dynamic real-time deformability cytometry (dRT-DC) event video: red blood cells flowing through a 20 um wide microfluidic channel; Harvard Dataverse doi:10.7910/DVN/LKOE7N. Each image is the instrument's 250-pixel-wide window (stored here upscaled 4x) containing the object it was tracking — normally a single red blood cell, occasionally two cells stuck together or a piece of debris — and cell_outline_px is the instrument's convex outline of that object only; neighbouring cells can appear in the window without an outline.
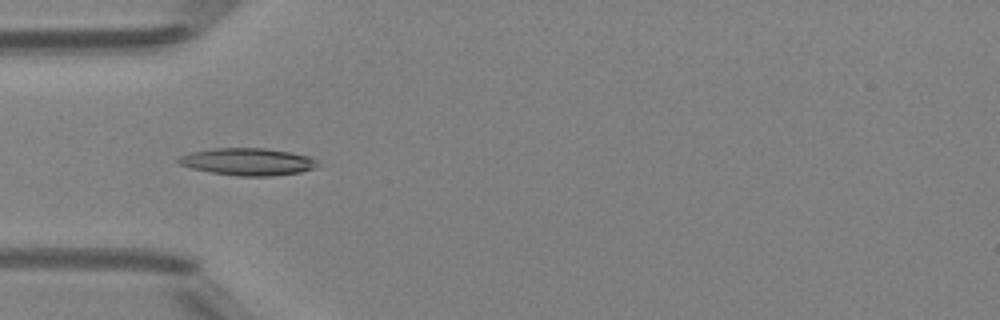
{"species": "Egyptian fruit bat (a non-hibernating species)", "species_latin": "Rousettus aegyptiacus", "temperature_condition": "room temperature", "stored_images_in_passage": 36, "camera_frame_rate_fps": 3000, "um_per_image_px": 0.085, "animal": {"sex": "female"}, "frame": {"image": 1, "passage_image": 3, "time_ms": 0.667, "image_size_px": [1000, 320], "cell_outline_px": [[320, 164], [316, 168], [300, 172], [272, 176], [240, 176], [212, 172], [192, 168], [180, 164], [176, 160], [180, 156], [192, 152], [212, 148], [268, 148], [292, 152], [308, 156], [316, 160]], "centroid_in_image_um": [21.11, 13.74], "position_along_channel_um": 63.9, "area_um2": 22.08}}
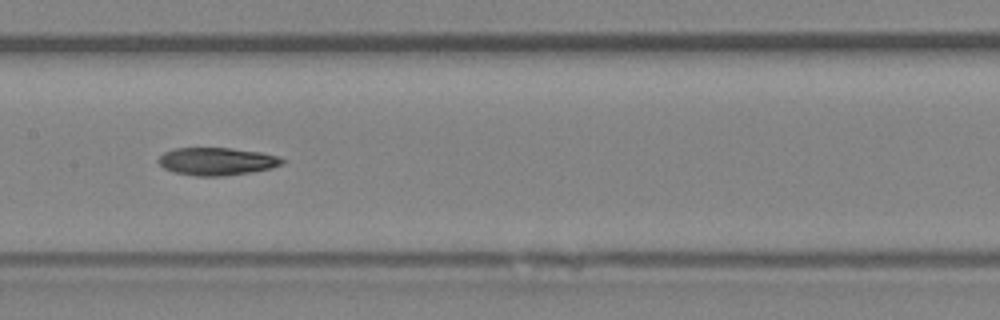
{"frame": {"image": 2, "passage_image": 12, "time_ms": 3.667, "image_size_px": [1000, 320], "cell_outline_px": [[288, 160], [284, 164], [272, 168], [252, 172], [220, 176], [196, 176], [176, 172], [164, 168], [156, 160], [164, 152], [176, 148], [232, 148], [260, 152], [276, 156]], "centroid_in_image_um": [18.46, 13.71], "position_along_channel_um": 188.9, "area_um2": 20.0}}
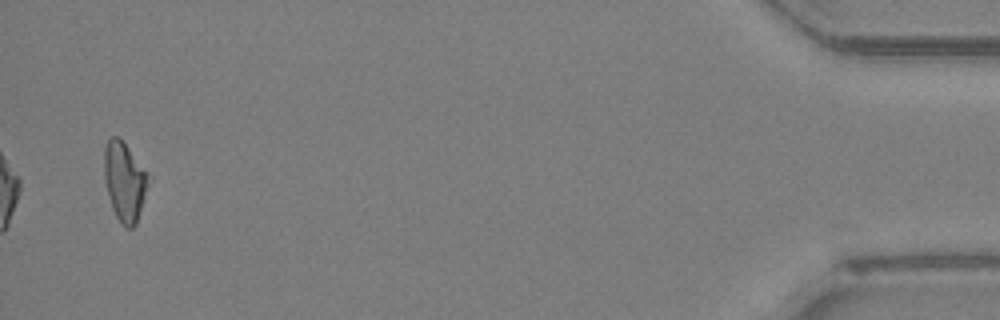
{"frame": {"image": 3, "passage_image": 35, "time_ms": 11.333, "image_size_px": [1000, 320], "cell_outline_px": [[152, 176], [136, 224], [132, 228], [124, 228], [116, 216], [112, 208], [108, 196], [104, 176], [104, 148], [108, 140], [112, 136], [120, 136]], "centroid_in_image_um": [10.62, 15.4], "position_along_channel_um": 424.6, "area_um2": 20.92}}